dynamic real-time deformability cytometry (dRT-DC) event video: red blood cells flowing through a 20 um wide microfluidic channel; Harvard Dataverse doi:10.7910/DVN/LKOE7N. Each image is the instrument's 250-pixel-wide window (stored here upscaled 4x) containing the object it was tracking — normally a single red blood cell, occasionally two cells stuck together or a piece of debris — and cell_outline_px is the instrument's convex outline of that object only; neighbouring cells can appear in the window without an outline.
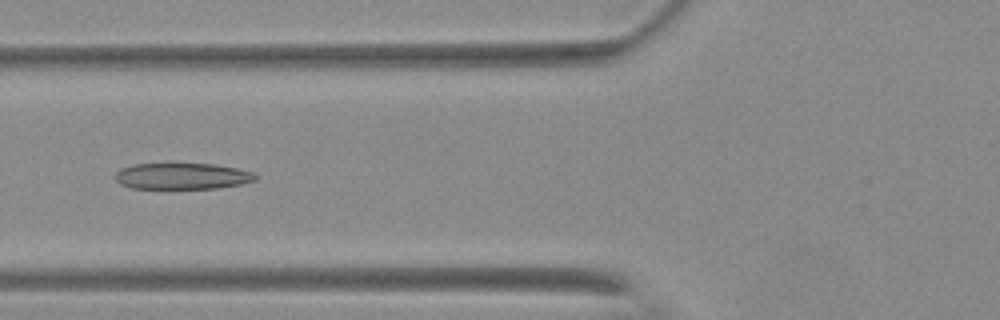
{"species": "Egyptian fruit bat (a non-hibernating species)", "species_latin": "Rousettus aegyptiacus", "temperature_condition": "warm", "stored_images_in_passage": 7, "camera_frame_rate_fps": 3000, "um_per_image_px": 0.085, "animal": {"sex": "female"}, "frame": {"image": 1, "passage_image": 5, "time_ms": 5.0, "image_size_px": [1000, 320], "cell_outline_px": [[256, 180], [240, 184], [216, 188], [132, 188], [120, 184], [116, 180], [116, 172], [132, 164], [172, 160], [212, 164], [236, 168], [252, 172], [256, 176]], "centroid_in_image_um": [15.43, 14.91], "position_along_channel_um": 110.4, "area_um2": 22.25}}
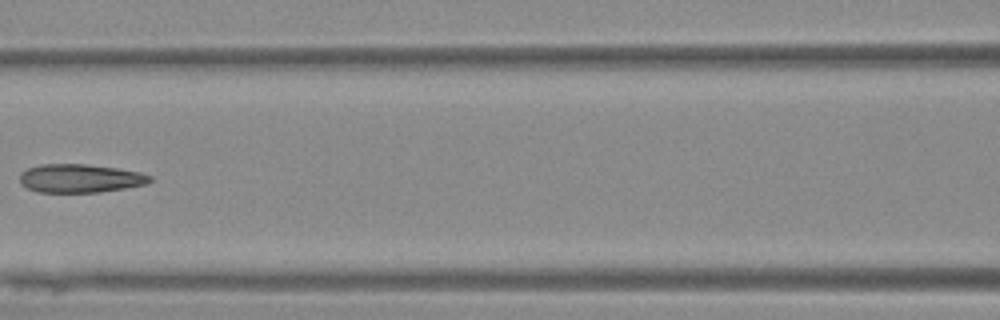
{"frame": {"image": 2, "passage_image": 6, "time_ms": 6.333, "image_size_px": [1000, 320], "cell_outline_px": [[152, 180], [144, 184], [124, 188], [100, 192], [40, 192], [28, 188], [20, 184], [20, 172], [28, 168], [40, 164], [88, 164], [116, 168], [140, 172], [152, 176]], "centroid_in_image_um": [6.79, 15.15], "position_along_channel_um": 159.8, "area_um2": 21.56}}
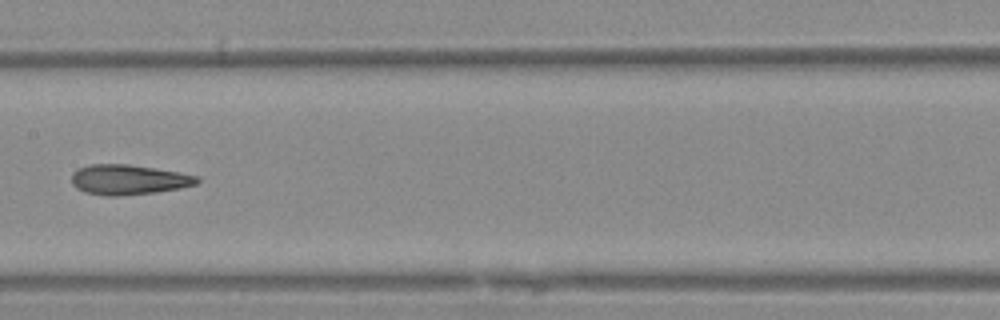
{"frame": {"image": 3, "passage_image": 7, "time_ms": 7.333, "image_size_px": [1000, 320], "cell_outline_px": [[200, 180], [196, 184], [180, 188], [156, 192], [116, 196], [108, 196], [84, 192], [76, 188], [72, 184], [72, 172], [88, 164], [128, 164], [180, 172], [200, 176]], "centroid_in_image_um": [10.93, 15.27], "position_along_channel_um": 196.5, "area_um2": 22.02}}